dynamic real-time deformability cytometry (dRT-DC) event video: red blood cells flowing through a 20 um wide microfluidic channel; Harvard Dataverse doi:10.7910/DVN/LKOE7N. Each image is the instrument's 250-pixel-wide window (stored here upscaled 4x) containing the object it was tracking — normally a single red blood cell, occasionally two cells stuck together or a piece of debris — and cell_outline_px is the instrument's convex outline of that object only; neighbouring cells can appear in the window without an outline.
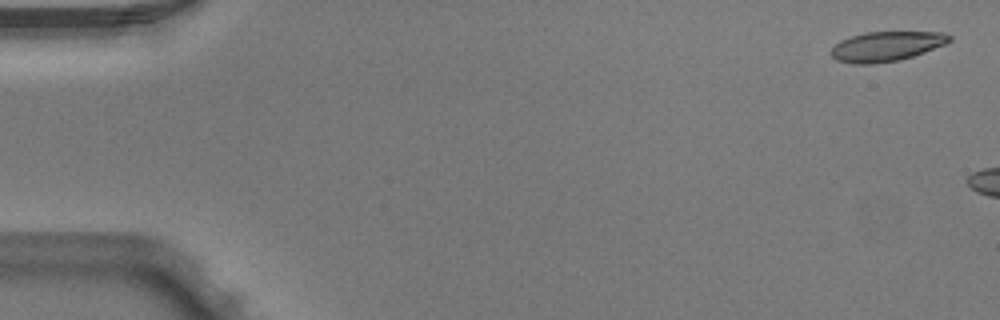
{"species": "Egyptian fruit bat (a non-hibernating species)", "species_latin": "Rousettus aegyptiacus", "temperature_condition": "warm", "stored_images_in_passage": 7, "camera_frame_rate_fps": 3000, "um_per_image_px": 0.085, "animal": {"sex": "male"}, "frame": {"image": 1, "passage_image": 1, "time_ms": 0.0, "image_size_px": [1000, 320], "cell_outline_px": [[952, 40], [944, 44], [924, 52], [900, 60], [872, 64], [852, 64], [836, 60], [828, 52], [840, 40], [864, 32], [944, 32], [952, 36]], "centroid_in_image_um": [75.31, 3.94], "position_along_channel_um": 9.7, "area_um2": 20.58}}
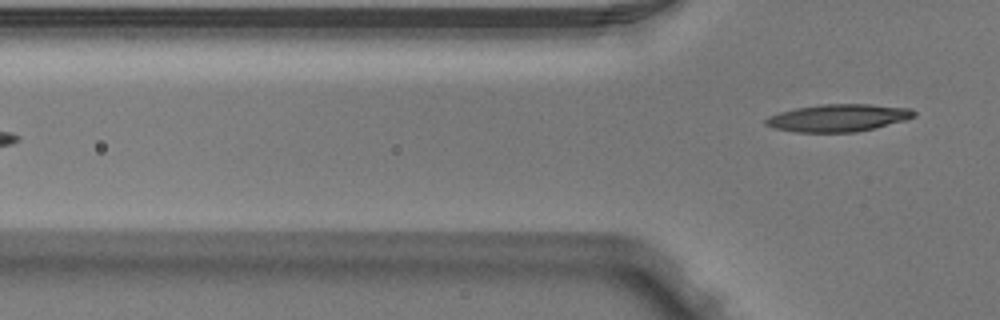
{"frame": {"image": 2, "passage_image": 7, "time_ms": 2.0, "image_size_px": [1000, 320], "cell_outline_px": [[916, 116], [908, 120], [876, 128], [856, 132], [792, 132], [772, 128], [764, 124], [764, 120], [768, 116], [780, 112], [796, 108], [824, 104], [868, 104], [912, 108], [916, 112]], "centroid_in_image_um": [71.27, 10.02], "position_along_channel_um": 54.5, "area_um2": 23.99}}